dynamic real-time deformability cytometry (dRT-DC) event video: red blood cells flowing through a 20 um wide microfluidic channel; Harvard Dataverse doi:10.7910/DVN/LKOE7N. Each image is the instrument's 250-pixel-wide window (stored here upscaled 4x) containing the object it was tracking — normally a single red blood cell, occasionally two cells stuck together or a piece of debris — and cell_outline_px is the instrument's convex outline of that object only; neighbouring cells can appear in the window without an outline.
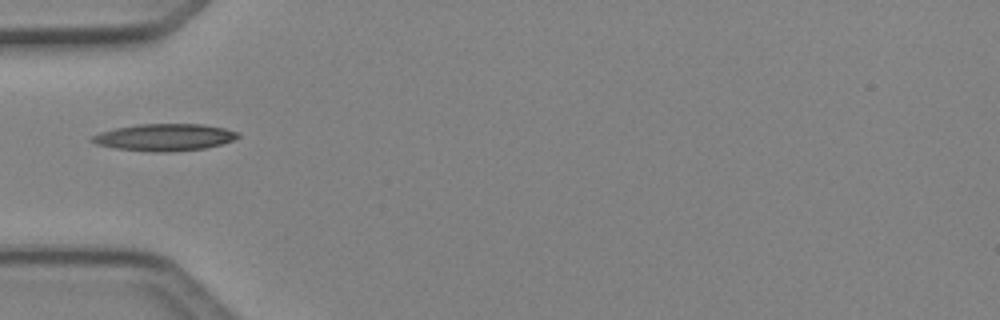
{"species": "Egyptian fruit bat (a non-hibernating species)", "species_latin": "Rousettus aegyptiacus", "temperature_condition": "cold", "stored_images_in_passage": 34, "camera_frame_rate_fps": 3000, "um_per_image_px": 0.085, "animal": {"sex": "female"}, "frame": {"image": 1, "passage_image": 1, "time_ms": 0.0, "image_size_px": [1000, 320], "cell_outline_px": [[240, 136], [232, 140], [220, 144], [204, 148], [172, 152], [152, 152], [116, 148], [96, 144], [88, 140], [92, 136], [100, 132], [116, 128], [136, 124], [204, 124], [224, 128], [240, 132]], "centroid_in_image_um": [13.97, 11.67], "position_along_channel_um": 71.0, "area_um2": 23.0}}
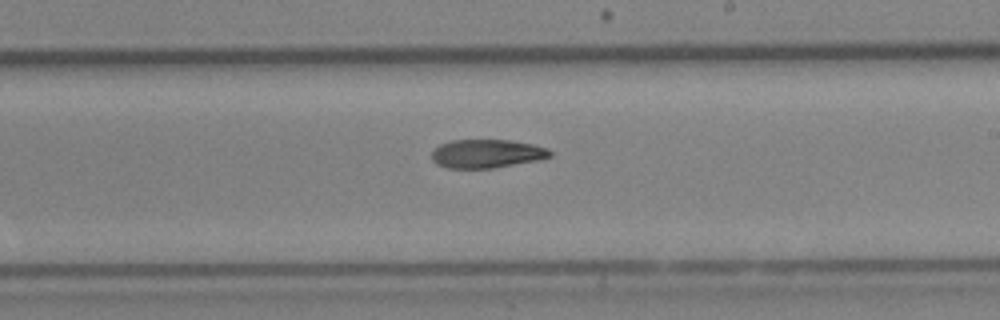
{"frame": {"image": 2, "passage_image": 14, "time_ms": 4.333, "image_size_px": [1000, 320], "cell_outline_px": [[552, 156], [540, 160], [492, 168], [448, 168], [436, 164], [432, 160], [432, 152], [440, 144], [452, 140], [508, 140], [532, 144], [548, 148], [552, 152]], "centroid_in_image_um": [41.39, 13.06], "position_along_channel_um": 247.6, "area_um2": 19.71}}
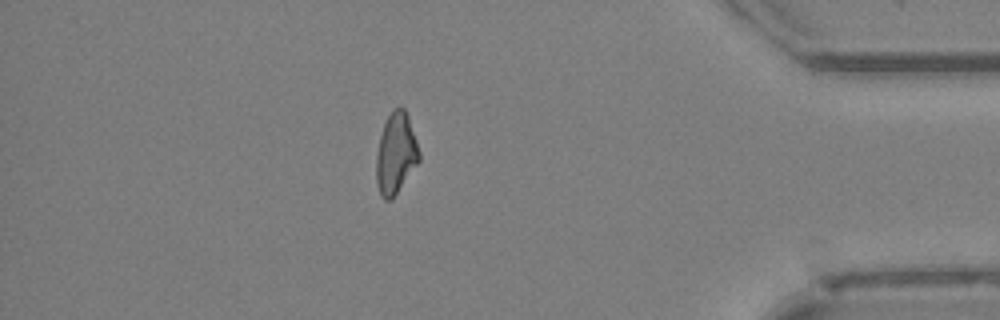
{"frame": {"image": 3, "passage_image": 28, "time_ms": 9.0, "image_size_px": [1000, 320], "cell_outline_px": [[420, 160], [392, 200], [384, 200], [380, 196], [376, 180], [376, 156], [380, 136], [384, 124], [392, 108], [404, 108], [408, 116], [420, 152]], "centroid_in_image_um": [33.64, 13.08], "position_along_channel_um": 401.6, "area_um2": 20.23}}